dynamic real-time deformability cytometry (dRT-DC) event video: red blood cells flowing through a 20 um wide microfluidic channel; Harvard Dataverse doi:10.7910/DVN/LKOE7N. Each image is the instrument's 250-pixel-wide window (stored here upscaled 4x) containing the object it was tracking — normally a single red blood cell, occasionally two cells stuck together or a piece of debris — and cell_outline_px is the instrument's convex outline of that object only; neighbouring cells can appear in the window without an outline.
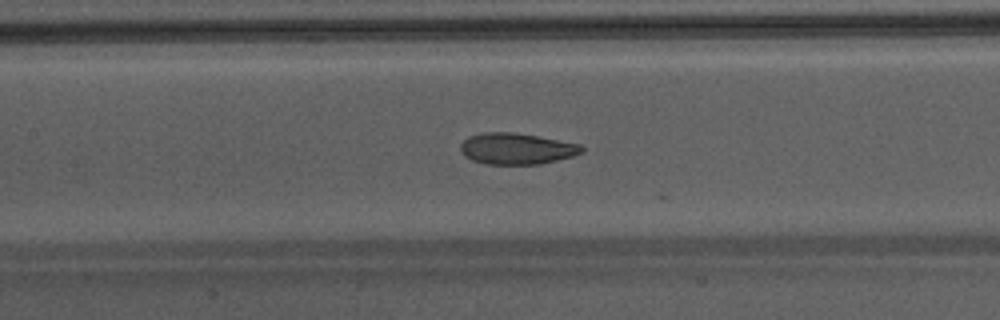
{"species": "Egyptian fruit bat (a non-hibernating species)", "species_latin": "Rousettus aegyptiacus", "temperature_condition": "warm", "stored_images_in_passage": 15, "camera_frame_rate_fps": 3000, "um_per_image_px": 0.085, "animal": {"sex": "male"}, "frame": {"image": 1, "passage_image": 14, "time_ms": 4.333, "image_size_px": [1000, 320], "cell_outline_px": [[584, 152], [572, 156], [540, 164], [484, 164], [472, 160], [464, 156], [460, 152], [460, 144], [468, 136], [484, 132], [512, 132], [536, 136], [580, 144], [584, 148]], "centroid_in_image_um": [43.87, 12.64], "position_along_channel_um": 163.5, "area_um2": 22.08}}